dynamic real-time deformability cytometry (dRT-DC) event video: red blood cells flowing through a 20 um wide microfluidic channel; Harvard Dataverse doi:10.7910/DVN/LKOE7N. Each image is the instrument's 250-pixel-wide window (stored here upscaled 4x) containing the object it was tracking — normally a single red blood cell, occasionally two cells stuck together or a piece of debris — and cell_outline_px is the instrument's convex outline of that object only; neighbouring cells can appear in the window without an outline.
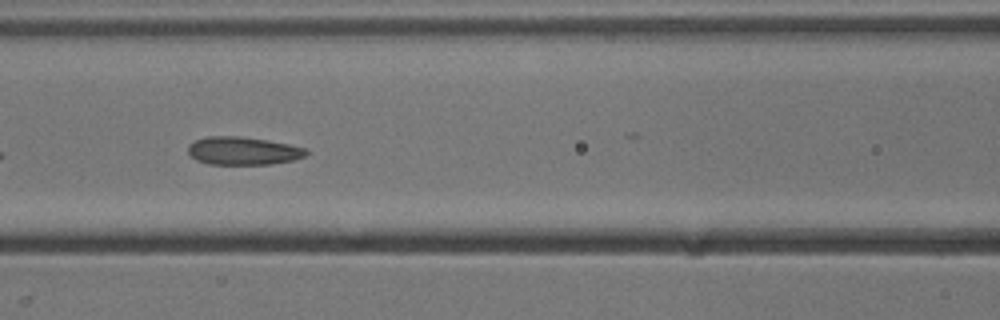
{"species": "common noctule bat (a hibernating species)", "species_latin": "Nyctalus noctula", "temperature_condition": "cold", "stored_images_in_passage": 15, "camera_frame_rate_fps": 3000, "um_per_image_px": 0.085, "animal": {"sex": "male", "body_mass_g": 13.3}, "frame": {"image": 1, "passage_image": 9, "time_ms": 2.667, "image_size_px": [1000, 320], "cell_outline_px": [[308, 152], [304, 156], [292, 160], [272, 164], [208, 164], [196, 160], [188, 152], [188, 144], [196, 140], [208, 136], [240, 136], [268, 140], [288, 144], [304, 148]], "centroid_in_image_um": [20.63, 12.82], "position_along_channel_um": 146.0, "area_um2": 19.19}}